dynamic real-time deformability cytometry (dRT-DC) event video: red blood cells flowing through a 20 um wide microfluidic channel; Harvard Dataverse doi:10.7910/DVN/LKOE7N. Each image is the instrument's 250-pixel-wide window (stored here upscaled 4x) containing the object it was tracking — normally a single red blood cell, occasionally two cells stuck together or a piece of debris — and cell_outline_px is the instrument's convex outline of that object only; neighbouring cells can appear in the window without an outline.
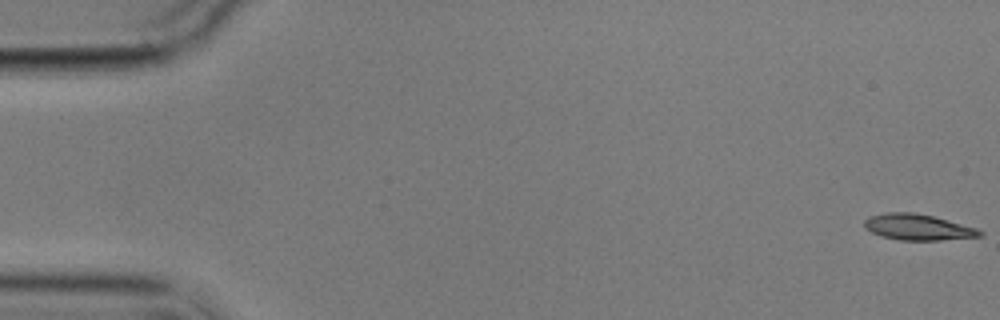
{"species": "common noctule bat (a hibernating species)", "species_latin": "Nyctalus noctula", "temperature_condition": "cold", "stored_images_in_passage": 5, "camera_frame_rate_fps": 3000, "um_per_image_px": 0.085, "animal": {"sex": "male", "body_mass_g": 17.9}, "frame": {"image": 1, "passage_image": 1, "time_ms": 0.0, "image_size_px": [1000, 320], "cell_outline_px": [[984, 236], [940, 240], [900, 240], [880, 236], [864, 228], [864, 220], [868, 216], [884, 212], [912, 212], [932, 216], [976, 228], [984, 232]], "centroid_in_image_um": [77.98, 19.31], "position_along_channel_um": 7.0, "area_um2": 17.51}}
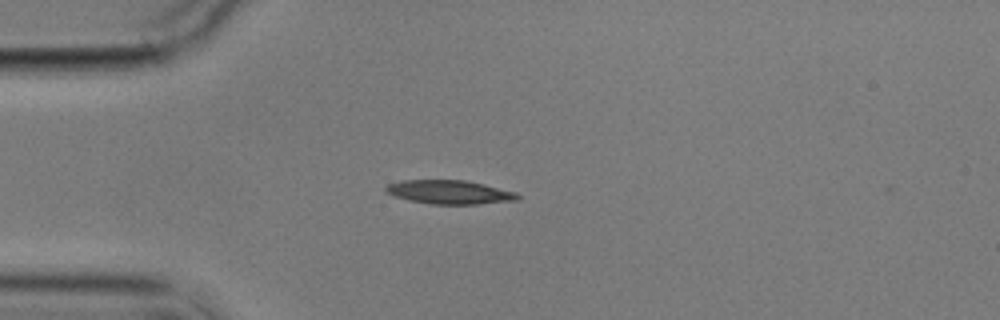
{"frame": {"image": 2, "passage_image": 5, "time_ms": 4.667, "image_size_px": [1000, 320], "cell_outline_px": [[520, 200], [476, 204], [432, 204], [408, 200], [396, 196], [388, 192], [384, 188], [388, 184], [404, 180], [464, 180], [484, 184], [516, 192], [520, 196]], "centroid_in_image_um": [38.25, 16.33], "position_along_channel_um": 46.7, "area_um2": 18.15}}